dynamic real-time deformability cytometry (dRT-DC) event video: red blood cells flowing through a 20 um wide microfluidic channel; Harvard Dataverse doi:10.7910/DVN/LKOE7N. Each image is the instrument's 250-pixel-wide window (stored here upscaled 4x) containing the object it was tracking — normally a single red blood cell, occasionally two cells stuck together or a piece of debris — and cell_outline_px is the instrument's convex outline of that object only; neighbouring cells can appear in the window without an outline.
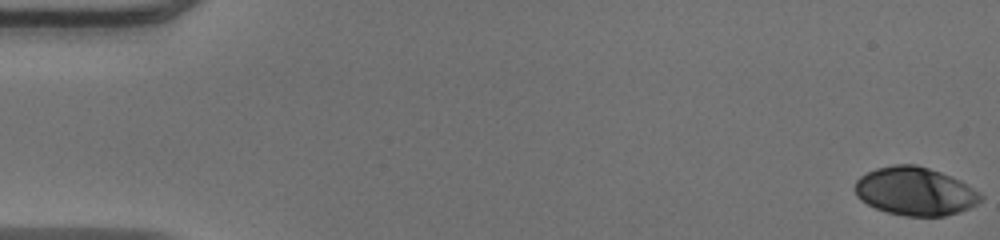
{"species": "human", "species_latin": "Homo sapiens", "temperature_condition": "warm", "stored_images_in_passage": 51, "camera_frame_rate_fps": 3000, "um_per_image_px": 0.085, "donor": {"sex": "male"}, "frame": {"image": 1, "passage_image": 1, "time_ms": 0.0, "image_size_px": [1000, 240], "cell_outline_px": [[984, 200], [960, 212], [944, 216], [904, 216], [888, 212], [876, 208], [860, 200], [856, 196], [856, 180], [860, 176], [876, 168], [896, 164], [916, 164], [940, 172], [960, 180], [980, 192], [984, 196]], "centroid_in_image_um": [77.81, 16.26], "position_along_channel_um": 7.2, "area_um2": 35.37}}
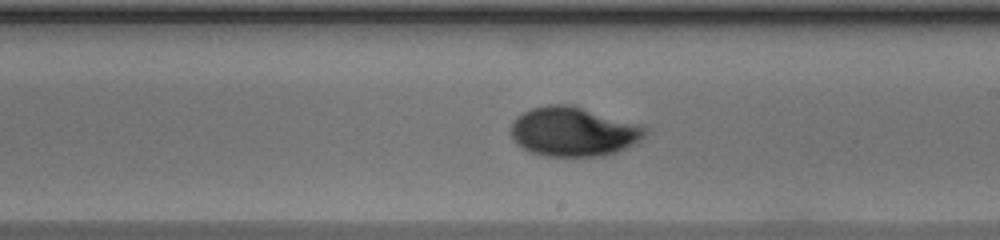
{"frame": {"image": 2, "passage_image": 30, "time_ms": 9.667, "image_size_px": [1000, 240], "cell_outline_px": [[648, 132], [636, 144], [616, 152], [604, 156], [544, 156], [532, 152], [516, 144], [512, 140], [512, 120], [516, 116], [532, 108], [548, 104], [572, 104], [640, 124], [648, 128]], "centroid_in_image_um": [48.76, 11.18], "position_along_channel_um": 240.2, "area_um2": 38.96}}
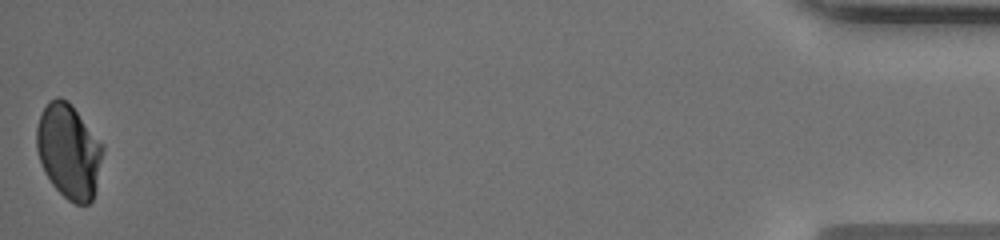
{"frame": {"image": 3, "passage_image": 51, "time_ms": 16.667, "image_size_px": [1000, 240], "cell_outline_px": [[104, 148], [96, 188], [92, 200], [88, 204], [76, 204], [68, 200], [52, 184], [44, 172], [36, 148], [36, 128], [40, 116], [48, 100], [56, 96], [60, 96], [68, 100], [72, 104], [104, 144]], "centroid_in_image_um": [5.86, 12.81], "position_along_channel_um": 429.3, "area_um2": 36.76}, "authors_computed_cell_mechanics": {"area_um2": 37.1076, "velocity_mm_per_s": 4.0618, "shape_relaxation_time_tau1_ms": 5.6373, "shape_relaxation_time_tau2_ms": 0.9085, "deformation_change_tau1": 0.1932, "deformation_change_tau2": 0.02}}